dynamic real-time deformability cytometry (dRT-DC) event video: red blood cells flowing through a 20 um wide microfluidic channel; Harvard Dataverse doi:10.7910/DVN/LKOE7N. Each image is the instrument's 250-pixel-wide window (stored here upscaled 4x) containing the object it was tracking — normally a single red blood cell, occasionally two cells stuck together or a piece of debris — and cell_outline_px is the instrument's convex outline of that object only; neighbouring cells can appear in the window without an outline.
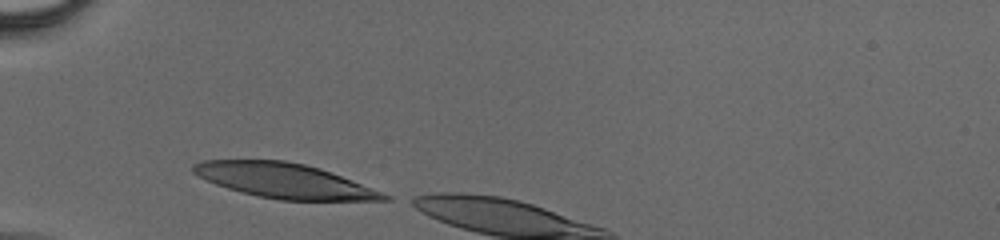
{"species": "human", "species_latin": "Homo sapiens", "temperature_condition": "cold", "stored_images_in_passage": 4, "camera_frame_rate_fps": 3000, "um_per_image_px": 0.085, "donor": {"sex": "male"}, "frame": {"image": 1, "passage_image": 1, "time_ms": 0.0, "image_size_px": [1000, 240], "cell_outline_px": [[392, 200], [280, 200], [260, 196], [228, 188], [216, 184], [192, 172], [192, 164], [204, 160], [284, 160], [304, 164], [320, 168], [392, 196]], "centroid_in_image_um": [24.17, 15.35], "position_along_channel_um": 60.8, "area_um2": 38.03}}